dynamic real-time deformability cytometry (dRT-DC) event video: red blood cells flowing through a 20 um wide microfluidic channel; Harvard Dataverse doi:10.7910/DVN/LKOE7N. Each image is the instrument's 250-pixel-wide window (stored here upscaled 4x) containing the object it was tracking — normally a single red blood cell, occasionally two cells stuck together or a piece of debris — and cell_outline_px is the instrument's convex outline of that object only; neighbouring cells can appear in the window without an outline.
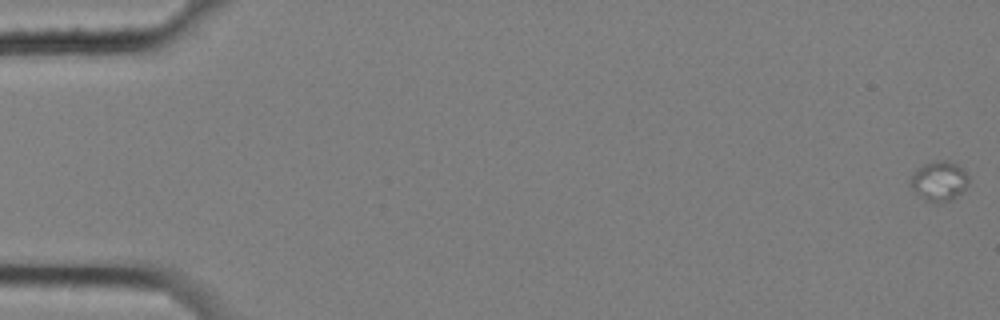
{"species": "common noctule bat (a hibernating species)", "species_latin": "Nyctalus noctula", "temperature_condition": "cold", "stored_images_in_passage": 5, "camera_frame_rate_fps": 3000, "um_per_image_px": 0.085, "animal": {"sex": "female", "body_mass_g": 25.1}, "frame": {"image": 1, "passage_image": 1, "time_ms": 0.0, "image_size_px": [1000, 320], "cell_outline_px": [[968, 184], [952, 200], [928, 200], [920, 196], [908, 184], [908, 180], [924, 164], [936, 160], [948, 160], [956, 164], [968, 176]], "centroid_in_image_um": [79.81, 15.35], "position_along_channel_um": 5.2, "area_um2": 12.89}}